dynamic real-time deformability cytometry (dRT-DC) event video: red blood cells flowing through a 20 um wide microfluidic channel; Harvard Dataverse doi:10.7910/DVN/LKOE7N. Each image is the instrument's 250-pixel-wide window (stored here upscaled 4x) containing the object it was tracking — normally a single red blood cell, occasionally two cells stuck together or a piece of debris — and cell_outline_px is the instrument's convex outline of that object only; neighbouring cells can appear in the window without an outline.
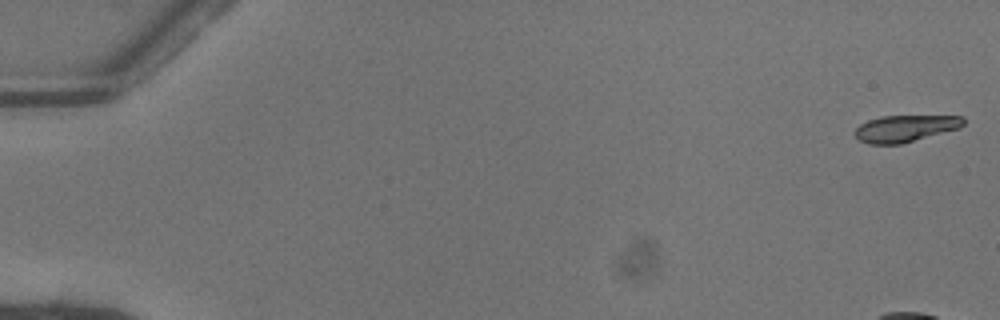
{"species": "common noctule bat (a hibernating species)", "species_latin": "Nyctalus noctula", "temperature_condition": "warm", "stored_images_in_passage": 11, "camera_frame_rate_fps": 3000, "um_per_image_px": 0.085, "animal": {"sex": "female"}, "frame": {"image": 1, "passage_image": 1, "time_ms": 0.0, "image_size_px": [1000, 320], "cell_outline_px": [[964, 124], [960, 128], [900, 144], [868, 144], [860, 140], [852, 132], [860, 124], [868, 120], [880, 116], [964, 116]], "centroid_in_image_um": [76.92, 10.91], "position_along_channel_um": 8.1, "area_um2": 16.88}}